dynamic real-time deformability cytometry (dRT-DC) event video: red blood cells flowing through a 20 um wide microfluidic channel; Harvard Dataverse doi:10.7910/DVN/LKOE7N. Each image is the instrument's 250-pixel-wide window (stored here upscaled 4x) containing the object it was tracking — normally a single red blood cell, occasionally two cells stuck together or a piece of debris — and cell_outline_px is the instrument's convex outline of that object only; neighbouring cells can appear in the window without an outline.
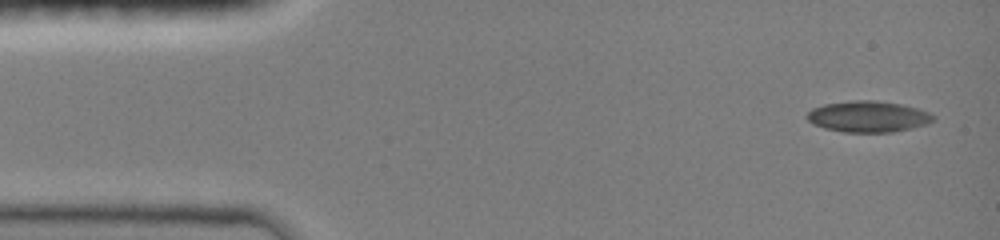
{"species": "common noctule bat (a hibernating species)", "species_latin": "Nyctalus noctula", "temperature_condition": "room temperature", "stored_images_in_passage": 5, "camera_frame_rate_fps": 3000, "um_per_image_px": 0.085, "animal": {"sex": "female", "body_mass_g": 19.0, "forearm_length_mm": 51.5}, "frame": {"image": 1, "passage_image": 1, "time_ms": 0.0, "image_size_px": [1000, 240], "cell_outline_px": [[936, 120], [928, 124], [912, 128], [892, 132], [844, 132], [824, 128], [812, 124], [804, 116], [812, 108], [824, 104], [852, 100], [876, 100], [904, 104], [928, 112], [936, 116]], "centroid_in_image_um": [73.8, 9.9], "position_along_channel_um": 11.2, "area_um2": 23.24}}
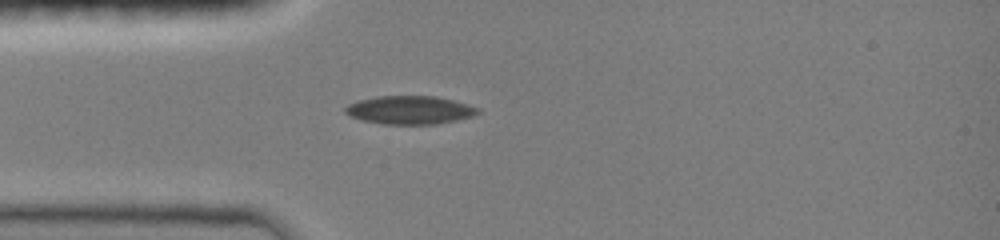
{"frame": {"image": 2, "passage_image": 5, "time_ms": 3.333, "image_size_px": [1000, 240], "cell_outline_px": [[480, 112], [472, 116], [456, 120], [436, 124], [384, 124], [360, 120], [348, 116], [344, 112], [344, 108], [348, 104], [356, 100], [376, 96], [436, 96], [468, 104], [480, 108]], "centroid_in_image_um": [34.78, 9.35], "position_along_channel_um": 50.2, "area_um2": 22.08}}